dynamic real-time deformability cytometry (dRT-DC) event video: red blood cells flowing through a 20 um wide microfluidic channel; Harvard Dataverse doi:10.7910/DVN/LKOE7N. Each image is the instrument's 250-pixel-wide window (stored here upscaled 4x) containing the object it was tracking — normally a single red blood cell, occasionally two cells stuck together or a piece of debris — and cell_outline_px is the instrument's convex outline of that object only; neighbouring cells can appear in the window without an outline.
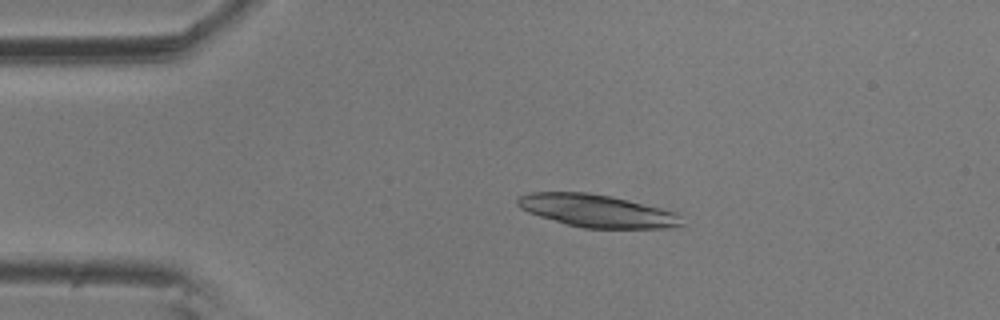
{"species": "common noctule bat (a hibernating species)", "species_latin": "Nyctalus noctula", "temperature_condition": "room temperature", "stored_images_in_passage": 5, "camera_frame_rate_fps": 3000, "um_per_image_px": 0.085, "animal": {"sex": "male", "body_mass_g": 20.5, "forearm_length_mm": 52.5}, "frame": {"image": 1, "passage_image": 4, "time_ms": 1.0, "image_size_px": [1000, 320], "cell_outline_px": [[688, 224], [672, 228], [584, 228], [564, 224], [528, 212], [520, 208], [516, 204], [516, 200], [520, 196], [528, 192], [588, 192], [612, 196], [676, 212], [684, 216]], "centroid_in_image_um": [50.8, 17.93], "position_along_channel_um": 34.2, "area_um2": 31.67}}